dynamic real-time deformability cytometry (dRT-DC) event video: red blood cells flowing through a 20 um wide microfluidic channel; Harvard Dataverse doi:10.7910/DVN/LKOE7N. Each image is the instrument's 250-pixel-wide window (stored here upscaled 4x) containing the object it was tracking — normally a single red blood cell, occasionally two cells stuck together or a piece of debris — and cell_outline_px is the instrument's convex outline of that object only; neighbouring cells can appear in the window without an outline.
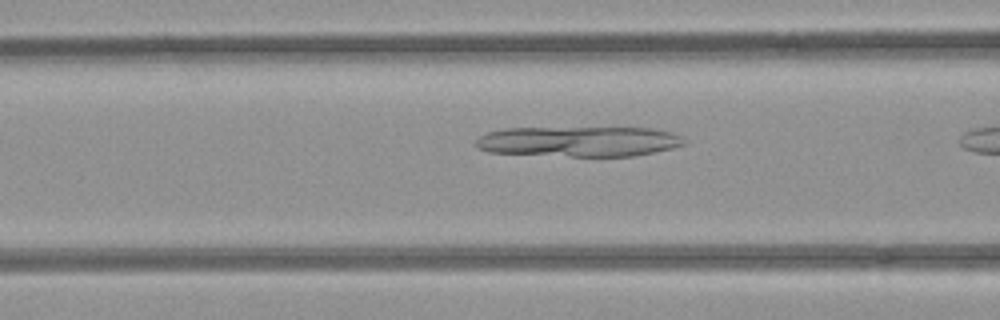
{"species": "common noctule bat (a hibernating species)", "species_latin": "Nyctalus noctula", "temperature_condition": "room temperature", "stored_images_in_passage": 7, "camera_frame_rate_fps": 3000, "um_per_image_px": 0.085, "animal": {"sex": "female", "body_mass_g": 21.9}, "frame": {"image": 1, "passage_image": 6, "time_ms": 1.667, "image_size_px": [1000, 320], "cell_outline_px": [[688, 140], [684, 144], [672, 148], [632, 156], [572, 156], [488, 152], [476, 148], [472, 144], [480, 136], [488, 132], [508, 128], [652, 128], [672, 132], [684, 136]], "centroid_in_image_um": [49.22, 12.02], "position_along_channel_um": 117.4, "area_um2": 36.82}}